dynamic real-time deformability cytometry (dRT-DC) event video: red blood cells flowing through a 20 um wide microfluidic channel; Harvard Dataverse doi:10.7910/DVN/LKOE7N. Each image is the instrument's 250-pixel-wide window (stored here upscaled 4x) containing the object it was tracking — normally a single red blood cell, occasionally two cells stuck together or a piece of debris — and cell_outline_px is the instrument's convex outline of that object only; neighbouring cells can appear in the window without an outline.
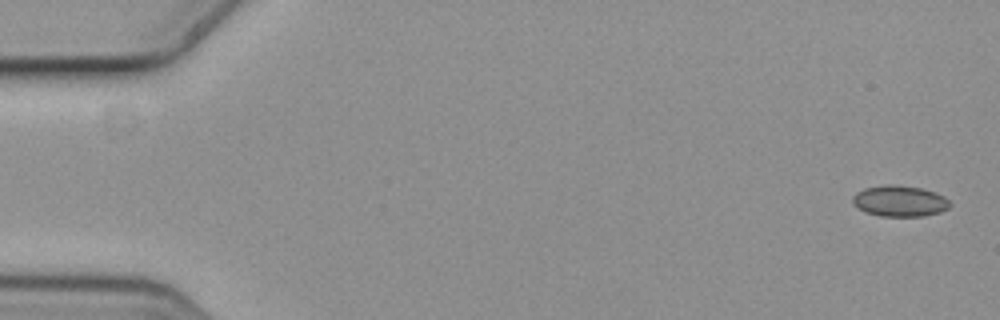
{"species": "common noctule bat (a hibernating species)", "species_latin": "Nyctalus noctula", "temperature_condition": "cold", "stored_images_in_passage": 2, "camera_frame_rate_fps": 3000, "um_per_image_px": 0.085, "animal": {"sex": "female", "body_mass_g": 19.3, "forearm_length_mm": 54.1}, "frame": {"image": 1, "passage_image": 1, "time_ms": 0.0, "image_size_px": [1000, 320], "cell_outline_px": [[952, 204], [948, 208], [940, 212], [924, 216], [880, 216], [868, 212], [852, 204], [852, 196], [856, 192], [864, 188], [888, 184], [892, 184], [920, 188], [944, 196]], "centroid_in_image_um": [76.46, 17.09], "position_along_channel_um": 8.5, "area_um2": 17.46}}